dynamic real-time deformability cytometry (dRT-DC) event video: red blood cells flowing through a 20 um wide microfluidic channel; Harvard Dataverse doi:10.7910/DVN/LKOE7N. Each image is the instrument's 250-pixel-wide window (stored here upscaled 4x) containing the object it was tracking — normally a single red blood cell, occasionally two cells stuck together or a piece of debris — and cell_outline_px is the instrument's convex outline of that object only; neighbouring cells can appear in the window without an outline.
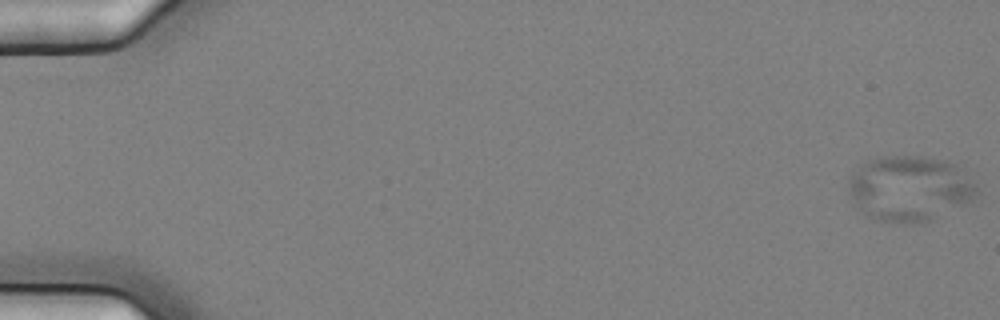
{"species": "common noctule bat (a hibernating species)", "species_latin": "Nyctalus noctula", "temperature_condition": "cold", "stored_images_in_passage": 6, "camera_frame_rate_fps": 3000, "um_per_image_px": 0.085, "animal": {"sex": "female", "body_mass_g": 25.1}, "frame": {"image": 1, "passage_image": 1, "time_ms": 0.0, "image_size_px": [1000, 320], "cell_outline_px": [[976, 192], [972, 200], [932, 220], [912, 224], [880, 220], [868, 216], [860, 208], [848, 192], [848, 176], [864, 164], [876, 156], [920, 156], [940, 160], [956, 164], [960, 168], [976, 188]], "centroid_in_image_um": [77.29, 16.02], "position_along_channel_um": 7.7, "area_um2": 48.21}}
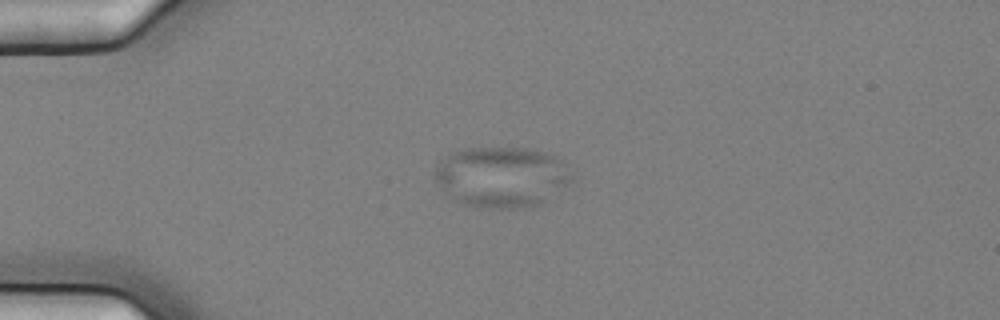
{"frame": {"image": 2, "passage_image": 5, "time_ms": 1.333, "image_size_px": [1000, 320], "cell_outline_px": [[572, 180], [540, 204], [512, 208], [492, 208], [464, 204], [448, 196], [436, 184], [432, 176], [432, 172], [440, 160], [448, 152], [464, 148], [532, 148], [556, 156], [572, 176]], "centroid_in_image_um": [42.53, 15.01], "position_along_channel_um": 42.5, "area_um2": 48.38}}